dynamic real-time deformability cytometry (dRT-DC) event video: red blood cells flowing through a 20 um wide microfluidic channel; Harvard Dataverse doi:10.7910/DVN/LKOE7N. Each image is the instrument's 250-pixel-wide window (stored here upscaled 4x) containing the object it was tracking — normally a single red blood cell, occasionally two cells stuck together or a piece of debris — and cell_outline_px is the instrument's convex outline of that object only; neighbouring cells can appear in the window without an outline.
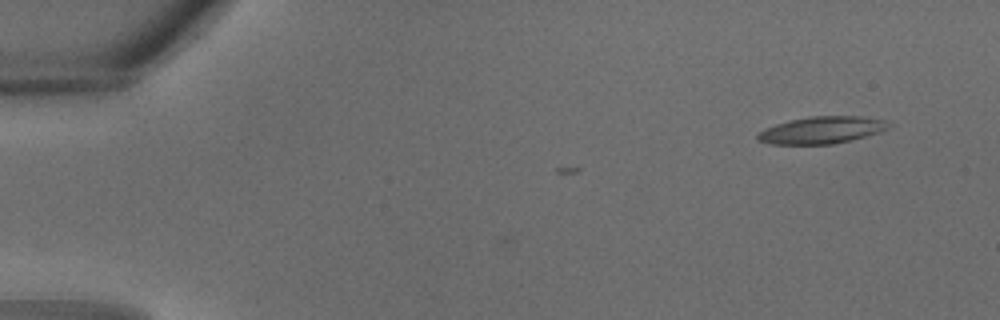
{"species": "common noctule bat (a hibernating species)", "species_latin": "Nyctalus noctula", "temperature_condition": "warm", "stored_images_in_passage": 2, "camera_frame_rate_fps": 3000, "um_per_image_px": 0.085, "animal": {"sex": "male", "body_mass_g": 18.8}, "frame": {"image": 1, "passage_image": 2, "time_ms": 0.333, "image_size_px": [1000, 320], "cell_outline_px": [[892, 124], [888, 128], [880, 132], [832, 144], [772, 144], [756, 140], [756, 136], [764, 128], [776, 124], [792, 120], [812, 116], [860, 116], [884, 120]], "centroid_in_image_um": [69.83, 11.05], "position_along_channel_um": 15.2, "area_um2": 20.4}}